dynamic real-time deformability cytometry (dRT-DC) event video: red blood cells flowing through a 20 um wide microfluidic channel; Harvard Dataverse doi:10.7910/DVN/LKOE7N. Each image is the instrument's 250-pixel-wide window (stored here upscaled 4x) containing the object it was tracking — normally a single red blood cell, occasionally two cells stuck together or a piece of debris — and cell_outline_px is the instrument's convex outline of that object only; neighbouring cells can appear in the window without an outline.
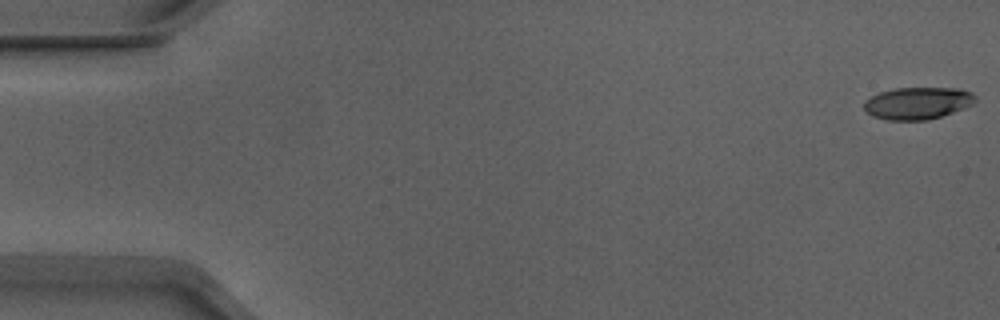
{"species": "Egyptian fruit bat (a non-hibernating species)", "species_latin": "Rousettus aegyptiacus", "temperature_condition": "warm", "stored_images_in_passage": 53, "camera_frame_rate_fps": 3000, "um_per_image_px": 0.085, "animal": {"sex": "male"}, "frame": {"image": 1, "passage_image": 1, "time_ms": 0.0, "image_size_px": [1000, 320], "cell_outline_px": [[976, 100], [972, 104], [964, 108], [928, 120], [888, 120], [872, 116], [864, 108], [864, 100], [880, 92], [896, 88], [960, 88], [972, 92], [976, 96]], "centroid_in_image_um": [78.01, 8.76], "position_along_channel_um": 7.0, "area_um2": 20.81}}
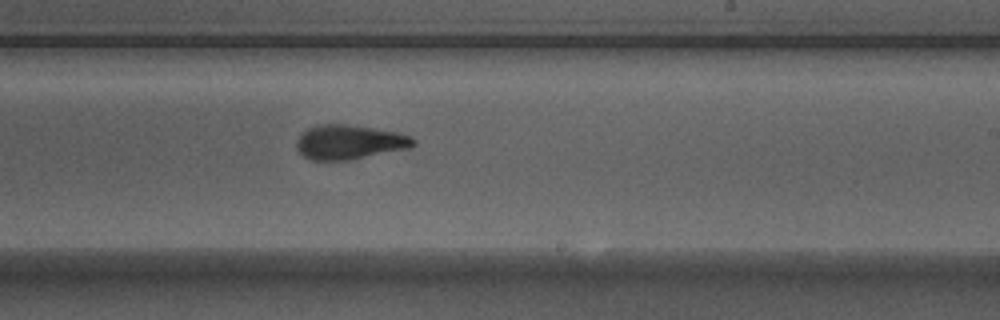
{"frame": {"image": 2, "passage_image": 32, "time_ms": 10.333, "image_size_px": [1000, 320], "cell_outline_px": [[416, 144], [408, 148], [348, 160], [312, 160], [304, 156], [296, 148], [296, 140], [300, 132], [308, 128], [320, 124], [344, 124], [372, 128], [396, 132], [408, 136], [416, 140]], "centroid_in_image_um": [29.64, 12.07], "position_along_channel_um": 259.4, "area_um2": 23.24}}
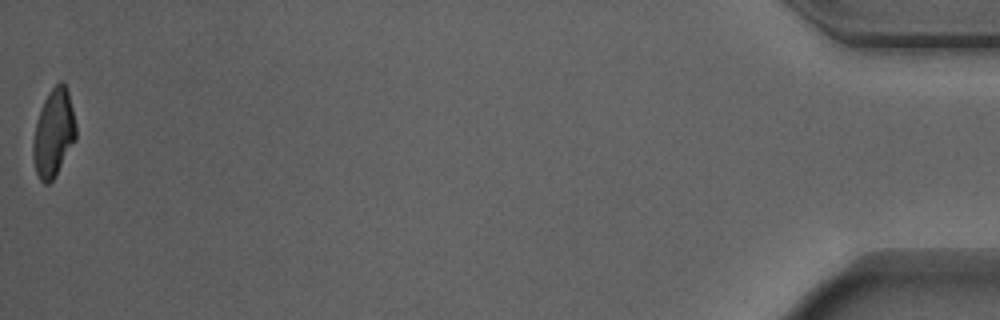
{"frame": {"image": 3, "passage_image": 53, "time_ms": 17.333, "image_size_px": [1000, 320], "cell_outline_px": [[76, 140], [56, 176], [48, 184], [44, 184], [40, 180], [36, 172], [32, 156], [32, 140], [40, 108], [48, 92], [60, 80], [64, 80], [68, 92], [76, 124]], "centroid_in_image_um": [4.55, 11.32], "position_along_channel_um": 430.6, "area_um2": 22.2}, "authors_computed_cell_mechanics": {"area_um2": 23.0622, "velocity_mm_per_s": 3.9089, "shape_relaxation_time_tau1_ms": 5.5252, "shape_relaxation_time_tau2_ms": 1.7331, "deformation_change_tau1": 0.2014, "deformation_change_tau2": 0.0982}}